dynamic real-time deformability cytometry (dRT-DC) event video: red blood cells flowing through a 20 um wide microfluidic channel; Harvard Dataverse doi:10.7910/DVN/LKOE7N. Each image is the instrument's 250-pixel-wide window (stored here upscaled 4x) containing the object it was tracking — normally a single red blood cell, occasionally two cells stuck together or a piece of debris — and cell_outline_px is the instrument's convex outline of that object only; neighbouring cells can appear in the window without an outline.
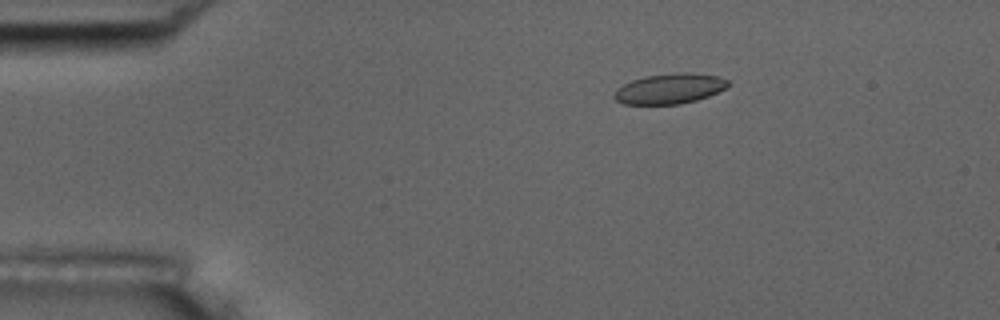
{"species": "common noctule bat (a hibernating species)", "species_latin": "Nyctalus noctula", "temperature_condition": "room temperature", "stored_images_in_passage": 56, "camera_frame_rate_fps": 3000, "um_per_image_px": 0.085, "animal": {"sex": "male", "body_mass_g": 17.5, "forearm_length_mm": 52.3}, "frame": {"image": 1, "passage_image": 10, "time_ms": 3.0, "image_size_px": [1000, 320], "cell_outline_px": [[728, 84], [724, 88], [708, 96], [696, 100], [680, 104], [624, 104], [616, 100], [612, 96], [616, 88], [632, 80], [648, 76], [676, 72], [688, 72], [716, 76], [728, 80]], "centroid_in_image_um": [56.87, 7.54], "position_along_channel_um": 28.1, "area_um2": 19.88}}
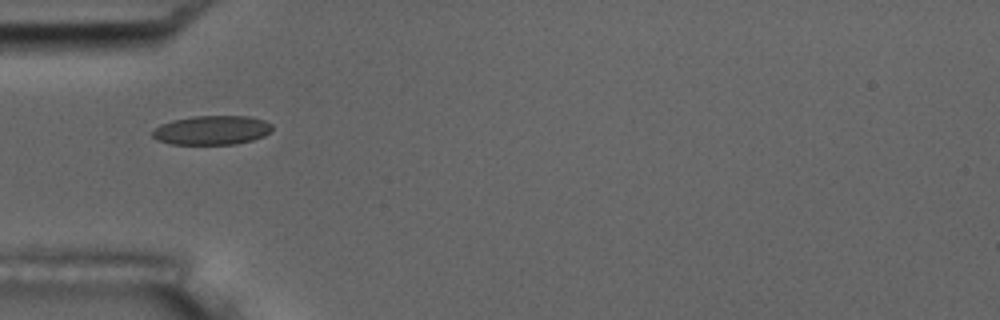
{"frame": {"image": 2, "passage_image": 18, "time_ms": 5.667, "image_size_px": [1000, 320], "cell_outline_px": [[272, 128], [264, 136], [252, 140], [236, 144], [172, 144], [156, 140], [152, 136], [152, 132], [160, 124], [172, 120], [192, 116], [248, 116], [264, 120], [272, 124]], "centroid_in_image_um": [17.99, 11.06], "position_along_channel_um": 67.0, "area_um2": 20.35}}
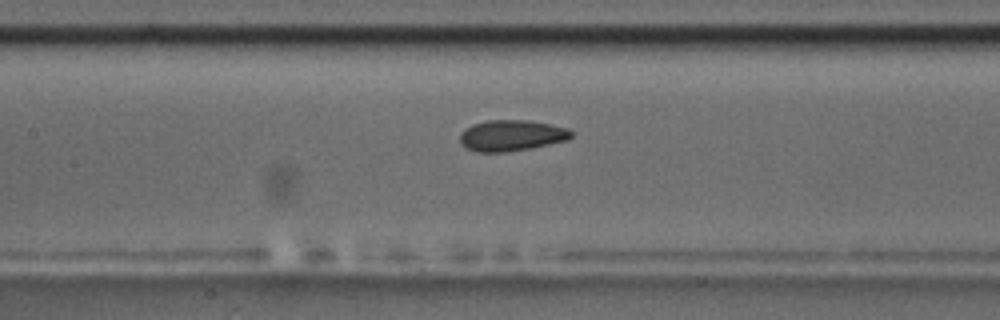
{"frame": {"image": 3, "passage_image": 26, "time_ms": 8.333, "image_size_px": [1000, 320], "cell_outline_px": [[572, 136], [568, 140], [532, 148], [508, 152], [476, 152], [464, 148], [460, 144], [460, 132], [464, 128], [472, 124], [488, 120], [528, 120], [568, 128], [572, 132]], "centroid_in_image_um": [43.43, 11.53], "position_along_channel_um": 164.0, "area_um2": 20.4}, "authors_computed_cell_mechanics": {"area_um2": 19.8832, "velocity_mm_per_s": 3.6424, "shape_relaxation_time_tau1_ms": null, "shape_relaxation_time_tau2_ms": 1.6565, "deformation_change_tau1": null, "deformation_change_tau2": 0.0695}}